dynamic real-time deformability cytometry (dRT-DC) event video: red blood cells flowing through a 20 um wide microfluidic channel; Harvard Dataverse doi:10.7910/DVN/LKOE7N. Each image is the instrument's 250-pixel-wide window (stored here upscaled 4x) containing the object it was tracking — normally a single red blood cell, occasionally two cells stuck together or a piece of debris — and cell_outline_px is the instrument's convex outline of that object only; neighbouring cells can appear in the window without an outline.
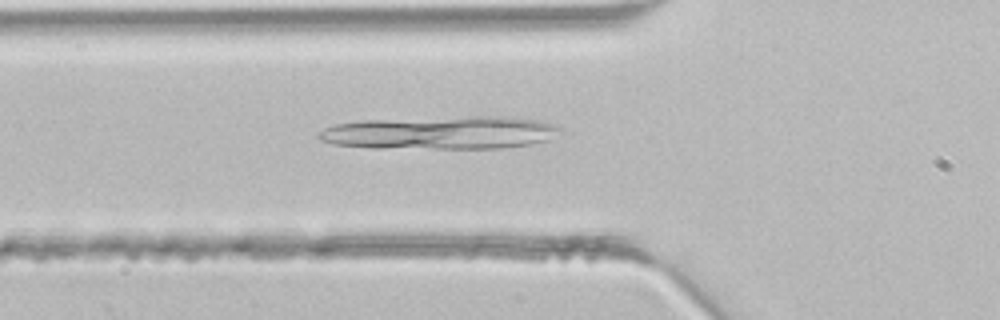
{"species": "common noctule bat (a hibernating species)", "species_latin": "Nyctalus noctula", "temperature_condition": "room temperature", "stored_images_in_passage": 36, "camera_frame_rate_fps": 3000, "um_per_image_px": 0.085, "animal": {"sex": "male", "body_mass_g": 21.5, "forearm_length_mm": 52.0}, "frame": {"image": 1, "passage_image": 10, "time_ms": 3.0, "image_size_px": [1000, 320], "cell_outline_px": [[564, 128], [548, 140], [532, 144], [504, 148], [372, 148], [336, 144], [320, 140], [316, 136], [324, 128], [336, 124], [364, 120], [468, 116], [504, 116], [536, 120], [552, 124]], "centroid_in_image_um": [37.46, 11.28], "position_along_channel_um": 88.3, "area_um2": 46.59}}
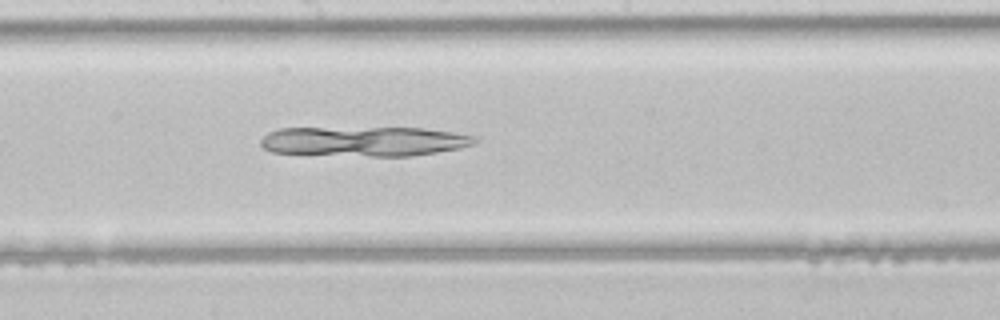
{"frame": {"image": 2, "passage_image": 18, "time_ms": 5.667, "image_size_px": [1000, 320], "cell_outline_px": [[480, 140], [476, 144], [460, 148], [412, 156], [372, 156], [272, 152], [264, 148], [260, 144], [260, 140], [268, 132], [280, 128], [424, 128], [452, 132], [476, 136]], "centroid_in_image_um": [31.01, 12.01], "position_along_channel_um": 217.2, "area_um2": 37.11}}
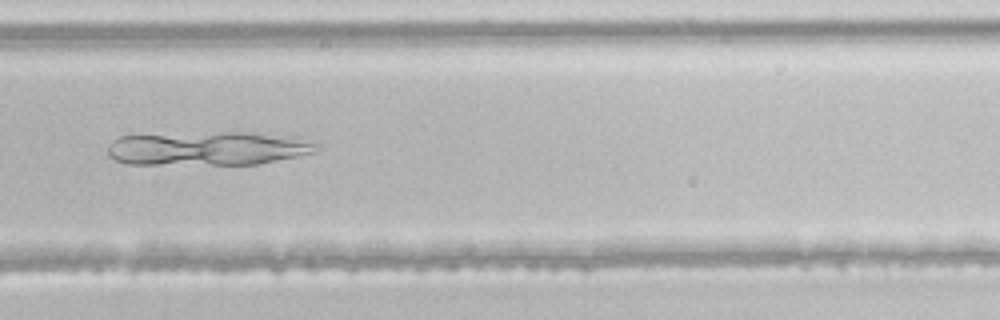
{"frame": {"image": 3, "passage_image": 24, "time_ms": 7.667, "image_size_px": [1000, 320], "cell_outline_px": [[320, 148], [316, 152], [260, 164], [128, 164], [116, 160], [108, 156], [108, 144], [112, 140], [120, 136], [224, 132], [244, 132], [296, 136], [320, 144]], "centroid_in_image_um": [17.74, 12.62], "position_along_channel_um": 312.1, "area_um2": 41.38}}